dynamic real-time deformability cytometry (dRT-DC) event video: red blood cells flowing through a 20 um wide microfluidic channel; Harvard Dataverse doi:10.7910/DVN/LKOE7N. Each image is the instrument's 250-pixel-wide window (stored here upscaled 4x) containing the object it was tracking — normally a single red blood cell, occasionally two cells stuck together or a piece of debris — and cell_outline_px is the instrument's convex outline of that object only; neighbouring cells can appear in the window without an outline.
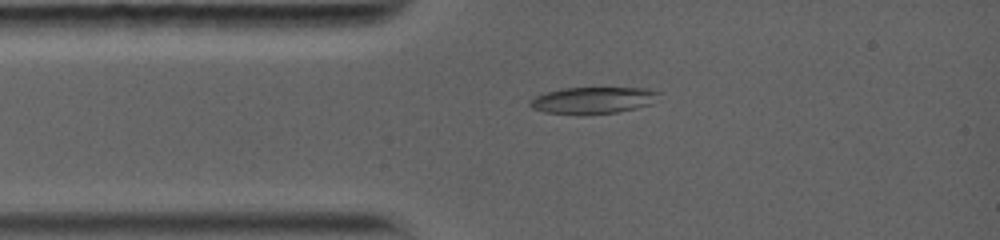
{"species": "common noctule bat (a hibernating species)", "species_latin": "Nyctalus noctula", "temperature_condition": "warm", "stored_images_in_passage": 27, "camera_frame_rate_fps": 5000, "um_per_image_px": 0.085, "animal": {"sex": "female", "body_mass_g": 19.0, "forearm_length_mm": 56.7}, "frame": {"image": 1, "passage_image": 19, "time_ms": 2.2, "image_size_px": [1000, 240], "cell_outline_px": [[660, 92], [652, 104], [636, 108], [616, 112], [544, 112], [532, 108], [528, 104], [528, 100], [536, 96], [548, 92], [564, 88], [648, 88]], "centroid_in_image_um": [50.43, 8.49], "position_along_channel_um": 34.6, "area_um2": 19.25}}